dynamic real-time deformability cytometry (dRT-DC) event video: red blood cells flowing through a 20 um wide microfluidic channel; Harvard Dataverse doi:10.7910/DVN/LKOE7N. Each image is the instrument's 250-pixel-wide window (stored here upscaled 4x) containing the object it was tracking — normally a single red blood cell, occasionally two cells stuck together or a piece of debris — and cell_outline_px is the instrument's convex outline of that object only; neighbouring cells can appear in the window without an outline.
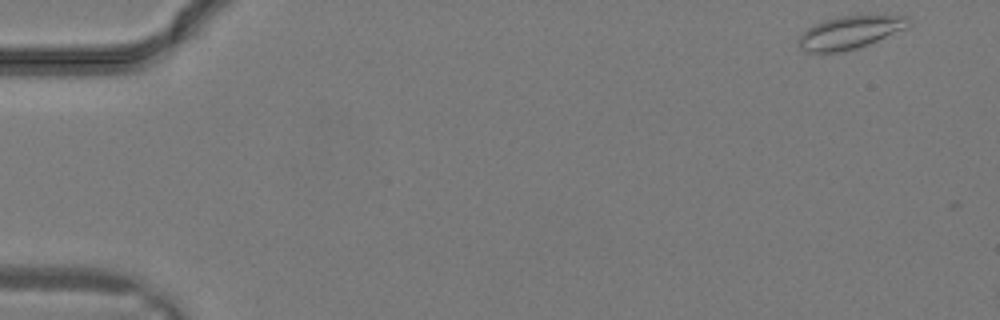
{"species": "common noctule bat (a hibernating species)", "species_latin": "Nyctalus noctula", "temperature_condition": "warm", "stored_images_in_passage": 5, "camera_frame_rate_fps": 3000, "um_per_image_px": 0.085, "animal": {"sex": "male", "body_mass_g": 19.2, "forearm_length_mm": 51.8}, "frame": {"image": 1, "passage_image": 1, "time_ms": 0.0, "image_size_px": [1000, 320], "cell_outline_px": [[912, 24], [904, 28], [868, 44], [856, 48], [840, 52], [808, 52], [796, 40], [808, 28], [824, 20], [840, 16], [908, 16], [912, 20]], "centroid_in_image_um": [72.25, 2.75], "position_along_channel_um": 12.7, "area_um2": 20.46}}